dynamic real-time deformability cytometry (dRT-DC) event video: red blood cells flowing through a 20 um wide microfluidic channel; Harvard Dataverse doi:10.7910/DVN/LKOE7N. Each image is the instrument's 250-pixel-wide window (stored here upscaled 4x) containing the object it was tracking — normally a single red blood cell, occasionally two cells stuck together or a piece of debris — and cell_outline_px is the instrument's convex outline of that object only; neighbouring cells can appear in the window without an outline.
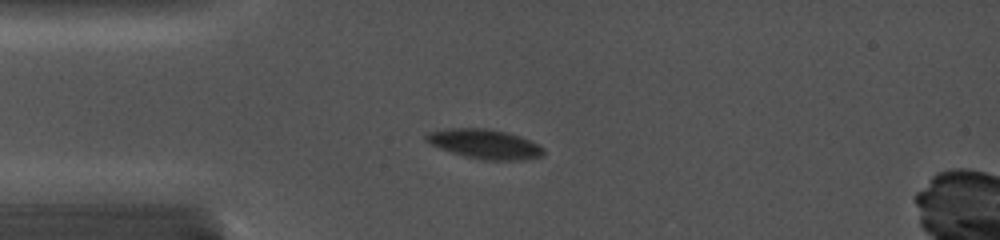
{"species": "common noctule bat (a hibernating species)", "species_latin": "Nyctalus noctula", "temperature_condition": "cold", "stored_images_in_passage": 32, "camera_frame_rate_fps": 5000, "um_per_image_px": 0.085, "animal": {"sex": "female", "body_mass_g": 19.0, "forearm_length_mm": 56.7}, "frame": {"image": 1, "passage_image": 8, "time_ms": 3.4, "image_size_px": [1000, 240], "cell_outline_px": [[544, 156], [524, 160], [484, 160], [464, 156], [440, 148], [424, 140], [424, 136], [428, 132], [448, 128], [484, 128], [504, 132], [520, 136], [540, 144], [544, 148]], "centroid_in_image_um": [41.23, 12.24], "position_along_channel_um": 43.8, "area_um2": 20.23}}
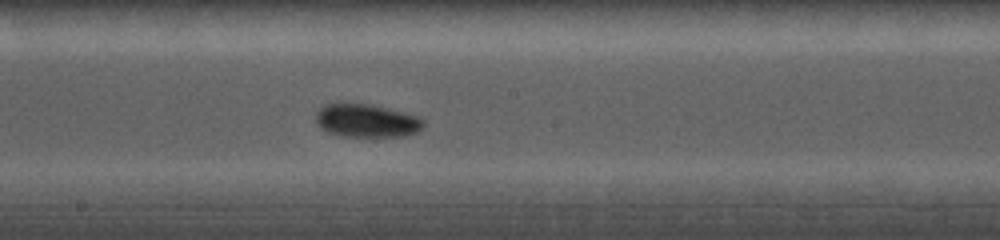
{"frame": {"image": 2, "passage_image": 19, "time_ms": 8.2, "image_size_px": [1000, 240], "cell_outline_px": [[424, 124], [416, 132], [404, 136], [340, 136], [328, 132], [320, 128], [316, 124], [316, 112], [324, 104], [368, 104], [388, 108], [416, 116], [424, 120]], "centroid_in_image_um": [31.12, 10.26], "position_along_channel_um": 217.1, "area_um2": 20.58}}
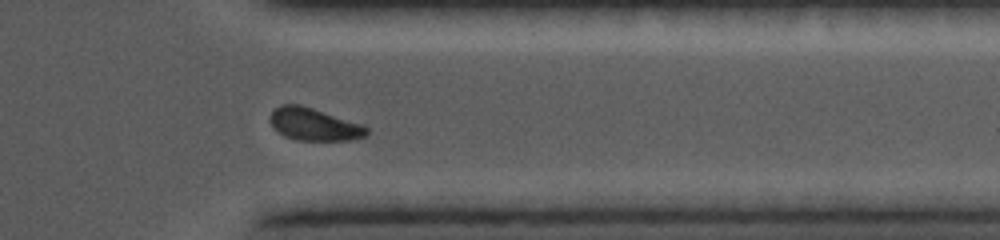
{"frame": {"image": 3, "passage_image": 30, "time_ms": 12.4, "image_size_px": [1000, 240], "cell_outline_px": [[368, 136], [356, 140], [296, 140], [284, 136], [272, 128], [272, 112], [280, 104], [300, 104], [364, 124], [368, 128]], "centroid_in_image_um": [26.76, 10.58], "position_along_channel_um": 384.6, "area_um2": 18.44}}